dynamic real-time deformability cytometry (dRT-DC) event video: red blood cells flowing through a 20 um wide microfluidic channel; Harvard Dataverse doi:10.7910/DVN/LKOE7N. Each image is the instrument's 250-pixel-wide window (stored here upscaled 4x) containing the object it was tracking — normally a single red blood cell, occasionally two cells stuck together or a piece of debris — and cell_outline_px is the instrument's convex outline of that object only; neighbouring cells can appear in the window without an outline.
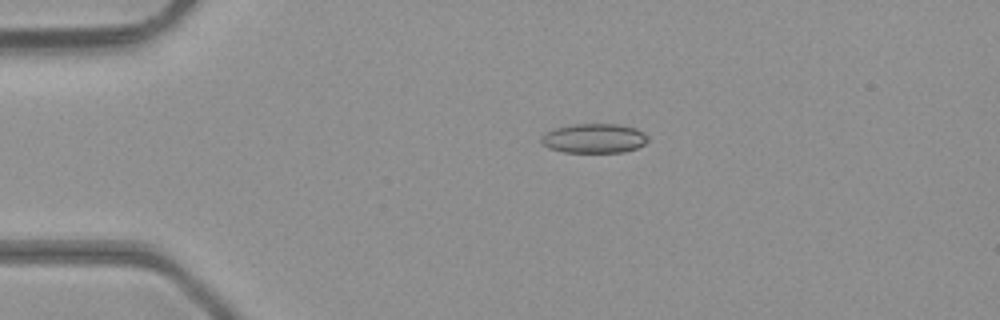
{"species": "common noctule bat (a hibernating species)", "species_latin": "Nyctalus noctula", "temperature_condition": "room temperature", "stored_images_in_passage": 2, "camera_frame_rate_fps": 3000, "um_per_image_px": 0.085, "animal": {"sex": "male", "body_mass_g": 23.1, "forearm_length_mm": 52.7}, "frame": {"image": 1, "passage_image": 1, "time_ms": 0.0, "image_size_px": [1000, 320], "cell_outline_px": [[648, 140], [644, 144], [636, 148], [624, 152], [564, 152], [548, 148], [540, 144], [540, 140], [544, 132], [556, 128], [576, 124], [620, 124], [636, 128], [644, 132], [648, 136]], "centroid_in_image_um": [50.49, 11.76], "position_along_channel_um": 34.5, "area_um2": 18.44}}